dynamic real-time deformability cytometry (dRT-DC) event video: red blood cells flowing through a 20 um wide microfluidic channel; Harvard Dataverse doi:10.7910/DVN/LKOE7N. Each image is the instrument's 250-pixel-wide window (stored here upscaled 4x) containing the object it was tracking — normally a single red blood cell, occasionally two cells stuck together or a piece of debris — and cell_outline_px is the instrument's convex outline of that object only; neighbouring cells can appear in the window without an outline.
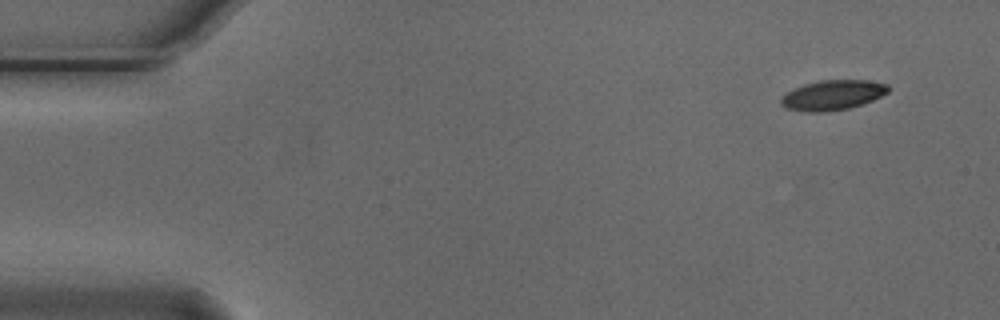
{"species": "Egyptian fruit bat (a non-hibernating species)", "species_latin": "Rousettus aegyptiacus", "temperature_condition": "cold", "stored_images_in_passage": 6, "camera_frame_rate_fps": 3000, "um_per_image_px": 0.085, "animal": {"sex": "male"}, "frame": {"image": 1, "passage_image": 1, "time_ms": 0.0, "image_size_px": [1000, 320], "cell_outline_px": [[888, 92], [872, 100], [848, 108], [828, 112], [804, 112], [784, 108], [780, 104], [780, 96], [804, 84], [820, 80], [868, 80], [888, 84]], "centroid_in_image_um": [70.72, 8.09], "position_along_channel_um": 14.3, "area_um2": 18.73}}
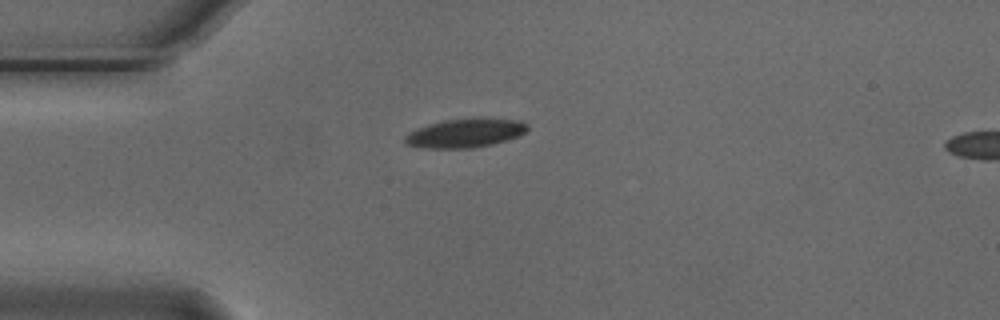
{"frame": {"image": 2, "passage_image": 4, "time_ms": 1.0, "image_size_px": [1000, 320], "cell_outline_px": [[528, 128], [524, 132], [516, 136], [492, 144], [472, 148], [424, 148], [404, 144], [404, 136], [416, 128], [428, 124], [444, 120], [480, 116], [484, 116], [520, 120], [528, 124]], "centroid_in_image_um": [39.53, 11.27], "position_along_channel_um": 45.5, "area_um2": 21.04}}
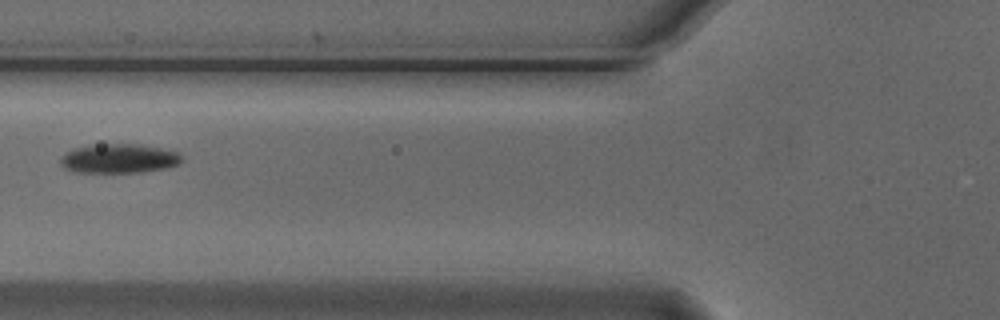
{"frame": {"image": 3, "passage_image": 6, "time_ms": 1.667, "image_size_px": [1000, 320], "cell_outline_px": [[184, 160], [180, 164], [164, 168], [140, 172], [76, 172], [64, 168], [60, 164], [60, 160], [64, 152], [72, 148], [88, 144], [140, 144], [160, 148], [176, 152]], "centroid_in_image_um": [10.06, 13.46], "position_along_channel_um": 115.7, "area_um2": 20.81}}